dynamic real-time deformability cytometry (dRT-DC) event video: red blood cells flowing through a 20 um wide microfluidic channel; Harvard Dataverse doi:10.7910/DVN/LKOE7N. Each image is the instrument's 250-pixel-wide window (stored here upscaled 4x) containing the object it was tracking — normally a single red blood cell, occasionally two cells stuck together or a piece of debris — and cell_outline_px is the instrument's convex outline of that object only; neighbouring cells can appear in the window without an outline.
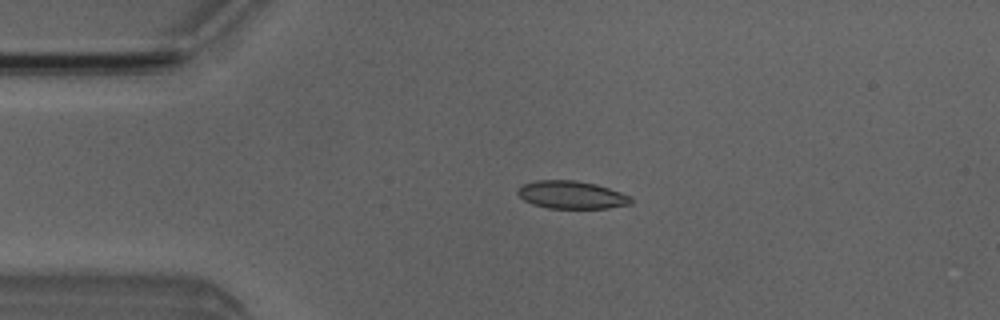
{"species": "Egyptian fruit bat (a non-hibernating species)", "species_latin": "Rousettus aegyptiacus", "temperature_condition": "room temperature", "stored_images_in_passage": 4, "camera_frame_rate_fps": 3000, "um_per_image_px": 0.085, "animal": {"sex": "male"}, "frame": {"image": 1, "passage_image": 3, "time_ms": 2.333, "image_size_px": [1000, 320], "cell_outline_px": [[632, 204], [608, 208], [548, 208], [532, 204], [524, 200], [516, 192], [516, 188], [524, 184], [536, 180], [576, 180], [596, 184], [632, 196]], "centroid_in_image_um": [48.58, 16.56], "position_along_channel_um": 36.4, "area_um2": 18.44}}